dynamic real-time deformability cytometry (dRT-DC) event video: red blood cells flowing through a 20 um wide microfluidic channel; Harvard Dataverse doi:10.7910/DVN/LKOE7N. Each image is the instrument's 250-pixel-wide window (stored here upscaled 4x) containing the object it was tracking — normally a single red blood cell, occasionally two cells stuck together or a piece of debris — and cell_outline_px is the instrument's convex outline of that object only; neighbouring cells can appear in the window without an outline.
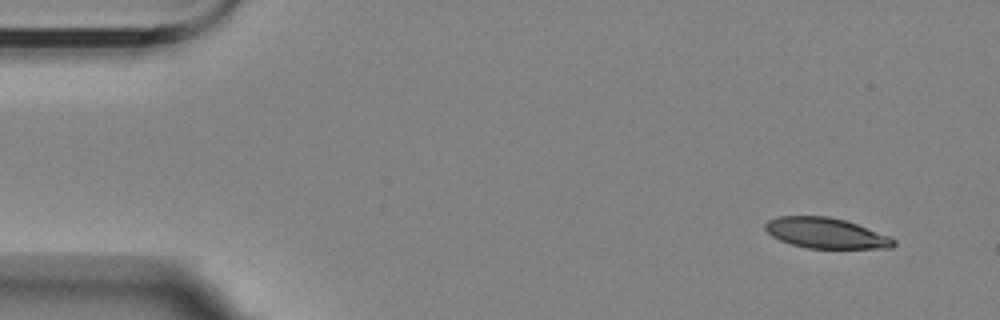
{"species": "Egyptian fruit bat (a non-hibernating species)", "species_latin": "Rousettus aegyptiacus", "temperature_condition": "room temperature", "stored_images_in_passage": 6, "camera_frame_rate_fps": 3000, "um_per_image_px": 0.085, "animal": {"sex": "female"}, "frame": {"image": 1, "passage_image": 1, "time_ms": 0.0, "image_size_px": [1000, 320], "cell_outline_px": [[896, 244], [892, 248], [804, 248], [780, 240], [772, 236], [764, 228], [764, 224], [768, 220], [780, 216], [828, 216], [844, 220], [856, 224], [888, 236], [896, 240]], "centroid_in_image_um": [70.18, 19.81], "position_along_channel_um": 14.8, "area_um2": 22.66}}
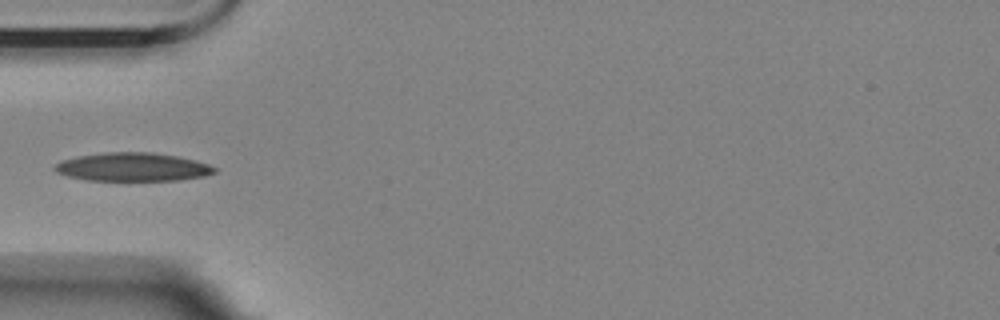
{"frame": {"image": 2, "passage_image": 5, "time_ms": 4.667, "image_size_px": [1000, 320], "cell_outline_px": [[216, 172], [204, 176], [180, 180], [84, 180], [68, 176], [56, 172], [52, 168], [60, 160], [76, 156], [108, 152], [152, 152], [176, 156], [208, 164], [216, 168]], "centroid_in_image_um": [11.23, 14.19], "position_along_channel_um": 73.8, "area_um2": 26.41}}
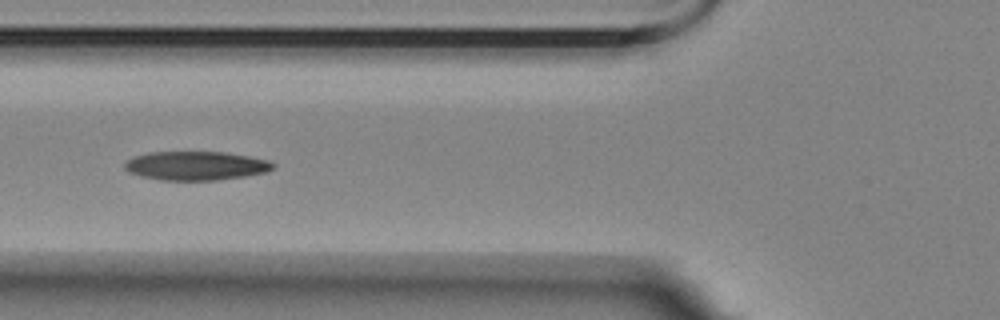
{"frame": {"image": 3, "passage_image": 6, "time_ms": 5.667, "image_size_px": [1000, 320], "cell_outline_px": [[276, 168], [264, 172], [244, 176], [216, 180], [160, 180], [140, 176], [128, 172], [124, 168], [124, 164], [128, 160], [136, 156], [148, 152], [224, 152], [248, 156], [268, 160], [276, 164]], "centroid_in_image_um": [16.65, 14.09], "position_along_channel_um": 109.2, "area_um2": 24.91}}